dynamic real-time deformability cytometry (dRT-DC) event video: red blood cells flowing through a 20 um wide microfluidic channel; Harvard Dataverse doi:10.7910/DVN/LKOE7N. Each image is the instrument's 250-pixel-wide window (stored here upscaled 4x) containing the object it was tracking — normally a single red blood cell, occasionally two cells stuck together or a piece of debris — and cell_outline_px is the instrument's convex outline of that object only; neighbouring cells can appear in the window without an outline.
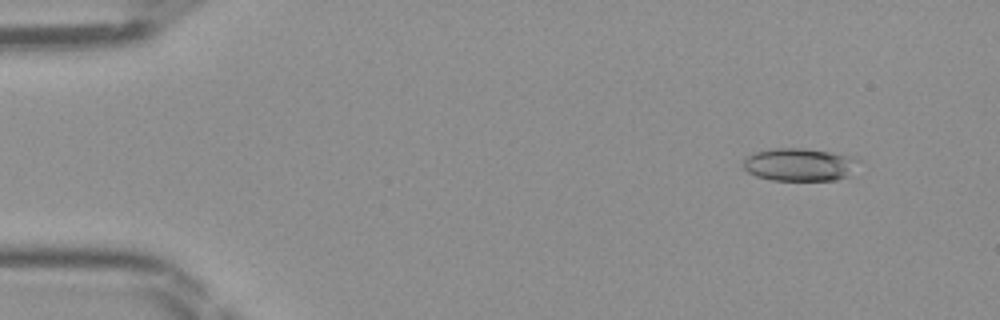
{"species": "Egyptian fruit bat (a non-hibernating species)", "species_latin": "Rousettus aegyptiacus", "temperature_condition": "room temperature", "stored_images_in_passage": 47, "camera_frame_rate_fps": 3000, "um_per_image_px": 0.085, "frame": {"image": 1, "passage_image": 5, "time_ms": 1.333, "image_size_px": [1000, 320], "cell_outline_px": [[860, 160], [848, 176], [836, 180], [772, 180], [756, 176], [748, 172], [744, 168], [744, 156], [756, 152], [776, 148], [804, 148], [852, 156]], "centroid_in_image_um": [67.94, 13.99], "position_along_channel_um": 17.1, "area_um2": 21.96}}
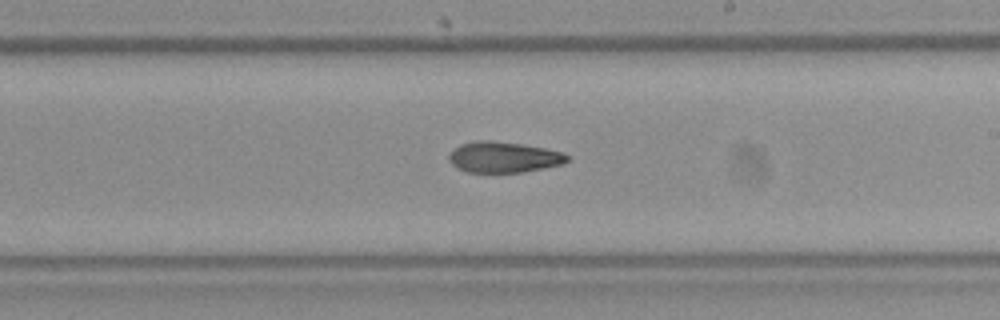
{"frame": {"image": 2, "passage_image": 28, "time_ms": 9.0, "image_size_px": [1000, 320], "cell_outline_px": [[568, 160], [564, 164], [524, 172], [464, 172], [456, 168], [448, 160], [448, 156], [460, 144], [476, 140], [492, 140], [520, 144], [544, 148], [564, 152], [568, 156]], "centroid_in_image_um": [42.8, 13.36], "position_along_channel_um": 246.2, "area_um2": 21.33}}
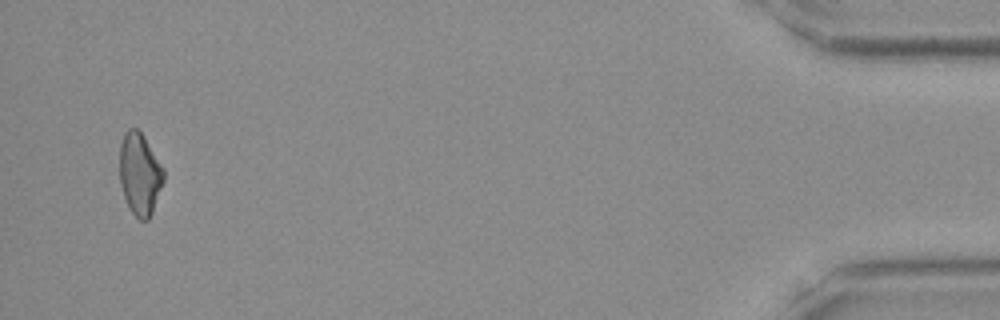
{"frame": {"image": 3, "passage_image": 46, "time_ms": 15.0, "image_size_px": [1000, 320], "cell_outline_px": [[164, 180], [152, 212], [148, 220], [140, 220], [132, 212], [124, 196], [120, 184], [120, 144], [124, 132], [128, 128], [136, 128], [144, 136], [164, 168]], "centroid_in_image_um": [11.88, 14.76], "position_along_channel_um": 423.3, "area_um2": 20.98}}